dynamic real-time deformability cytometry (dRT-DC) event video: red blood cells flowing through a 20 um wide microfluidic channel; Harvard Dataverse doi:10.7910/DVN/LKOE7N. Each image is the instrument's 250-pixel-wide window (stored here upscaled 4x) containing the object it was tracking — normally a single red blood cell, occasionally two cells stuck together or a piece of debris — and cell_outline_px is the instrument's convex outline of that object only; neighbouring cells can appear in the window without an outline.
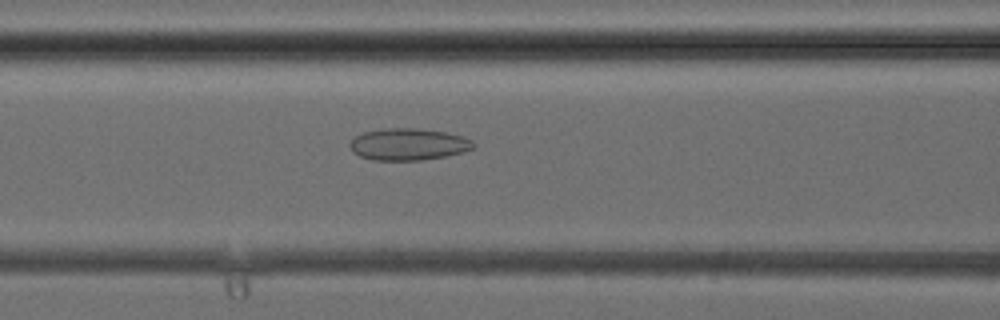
{"species": "common noctule bat (a hibernating species)", "species_latin": "Nyctalus noctula", "temperature_condition": "cold", "stored_images_in_passage": 29, "camera_frame_rate_fps": 3000, "um_per_image_px": 0.085, "animal": {"sex": "female", "body_mass_g": 24.6, "forearm_length_mm": 56.2}, "frame": {"image": 1, "passage_image": 13, "time_ms": 4.0, "image_size_px": [1000, 320], "cell_outline_px": [[476, 148], [464, 152], [444, 156], [420, 160], [372, 160], [360, 156], [352, 152], [348, 144], [356, 136], [364, 132], [384, 128], [416, 128], [444, 132], [464, 136], [472, 140], [476, 144]], "centroid_in_image_um": [34.73, 12.26], "position_along_channel_um": 131.9, "area_um2": 23.06}}
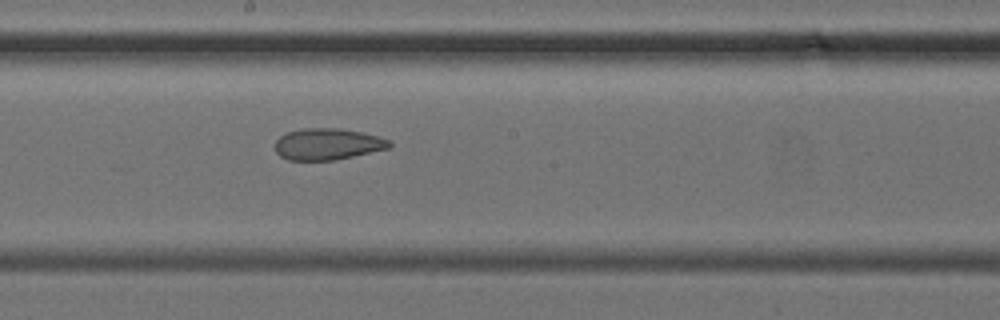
{"frame": {"image": 2, "passage_image": 18, "time_ms": 5.667, "image_size_px": [1000, 320], "cell_outline_px": [[392, 144], [388, 148], [336, 160], [288, 160], [280, 156], [276, 152], [276, 140], [280, 136], [288, 132], [300, 128], [340, 128], [360, 132], [376, 136], [388, 140]], "centroid_in_image_um": [27.81, 12.25], "position_along_channel_um": 220.4, "area_um2": 20.81}}
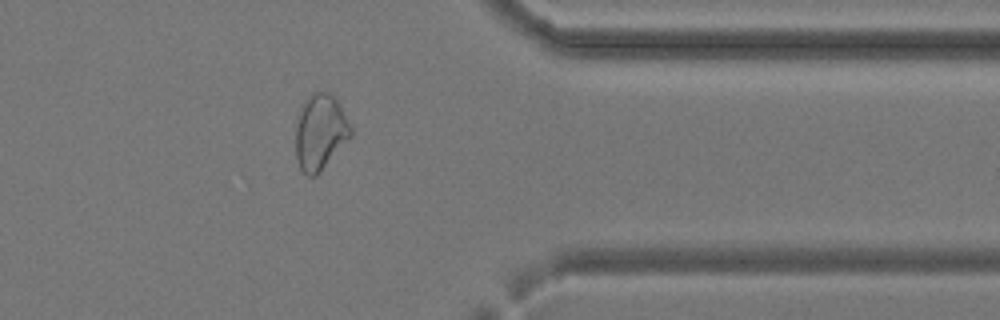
{"frame": {"image": 3, "passage_image": 28, "time_ms": 9.0, "image_size_px": [1000, 320], "cell_outline_px": [[352, 136], [320, 172], [316, 176], [308, 176], [300, 168], [296, 156], [296, 124], [300, 104], [308, 96], [316, 92], [328, 92], [340, 104], [352, 128]], "centroid_in_image_um": [27.21, 11.22], "position_along_channel_um": 384.2, "area_um2": 24.39}}